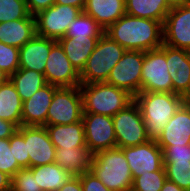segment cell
Segmentation results:
<instances>
[{"label":"cell","mask_w":190,"mask_h":191,"mask_svg":"<svg viewBox=\"0 0 190 191\" xmlns=\"http://www.w3.org/2000/svg\"><path fill=\"white\" fill-rule=\"evenodd\" d=\"M104 33L125 50L149 51L163 45V24L128 14L110 25Z\"/></svg>","instance_id":"cell-1"},{"label":"cell","mask_w":190,"mask_h":191,"mask_svg":"<svg viewBox=\"0 0 190 191\" xmlns=\"http://www.w3.org/2000/svg\"><path fill=\"white\" fill-rule=\"evenodd\" d=\"M134 101L143 117L147 136L157 140L170 118L187 100L175 93L139 92Z\"/></svg>","instance_id":"cell-2"},{"label":"cell","mask_w":190,"mask_h":191,"mask_svg":"<svg viewBox=\"0 0 190 191\" xmlns=\"http://www.w3.org/2000/svg\"><path fill=\"white\" fill-rule=\"evenodd\" d=\"M83 113L113 117L134 101L127 91L106 82L80 84Z\"/></svg>","instance_id":"cell-3"},{"label":"cell","mask_w":190,"mask_h":191,"mask_svg":"<svg viewBox=\"0 0 190 191\" xmlns=\"http://www.w3.org/2000/svg\"><path fill=\"white\" fill-rule=\"evenodd\" d=\"M90 170L109 190L131 191L133 176L121 148L94 154Z\"/></svg>","instance_id":"cell-4"},{"label":"cell","mask_w":190,"mask_h":191,"mask_svg":"<svg viewBox=\"0 0 190 191\" xmlns=\"http://www.w3.org/2000/svg\"><path fill=\"white\" fill-rule=\"evenodd\" d=\"M126 50L105 33L98 39L92 54L80 72V83L106 82L112 68Z\"/></svg>","instance_id":"cell-5"},{"label":"cell","mask_w":190,"mask_h":191,"mask_svg":"<svg viewBox=\"0 0 190 191\" xmlns=\"http://www.w3.org/2000/svg\"><path fill=\"white\" fill-rule=\"evenodd\" d=\"M141 92L174 93L166 63V45L144 52Z\"/></svg>","instance_id":"cell-6"},{"label":"cell","mask_w":190,"mask_h":191,"mask_svg":"<svg viewBox=\"0 0 190 191\" xmlns=\"http://www.w3.org/2000/svg\"><path fill=\"white\" fill-rule=\"evenodd\" d=\"M83 101L79 86L59 87L48 109L46 125H67L82 120Z\"/></svg>","instance_id":"cell-7"},{"label":"cell","mask_w":190,"mask_h":191,"mask_svg":"<svg viewBox=\"0 0 190 191\" xmlns=\"http://www.w3.org/2000/svg\"><path fill=\"white\" fill-rule=\"evenodd\" d=\"M117 148L133 147L149 141L143 117L135 101L113 117Z\"/></svg>","instance_id":"cell-8"},{"label":"cell","mask_w":190,"mask_h":191,"mask_svg":"<svg viewBox=\"0 0 190 191\" xmlns=\"http://www.w3.org/2000/svg\"><path fill=\"white\" fill-rule=\"evenodd\" d=\"M81 13L77 7L54 4L34 15L36 35L58 41Z\"/></svg>","instance_id":"cell-9"},{"label":"cell","mask_w":190,"mask_h":191,"mask_svg":"<svg viewBox=\"0 0 190 191\" xmlns=\"http://www.w3.org/2000/svg\"><path fill=\"white\" fill-rule=\"evenodd\" d=\"M144 51L126 50L112 68L106 83L123 89L135 97L141 92L142 63Z\"/></svg>","instance_id":"cell-10"},{"label":"cell","mask_w":190,"mask_h":191,"mask_svg":"<svg viewBox=\"0 0 190 191\" xmlns=\"http://www.w3.org/2000/svg\"><path fill=\"white\" fill-rule=\"evenodd\" d=\"M82 121L86 145L93 155L97 152L117 147L112 117L83 113Z\"/></svg>","instance_id":"cell-11"},{"label":"cell","mask_w":190,"mask_h":191,"mask_svg":"<svg viewBox=\"0 0 190 191\" xmlns=\"http://www.w3.org/2000/svg\"><path fill=\"white\" fill-rule=\"evenodd\" d=\"M17 131L24 137L29 168L55 162L56 148L45 126H23Z\"/></svg>","instance_id":"cell-12"},{"label":"cell","mask_w":190,"mask_h":191,"mask_svg":"<svg viewBox=\"0 0 190 191\" xmlns=\"http://www.w3.org/2000/svg\"><path fill=\"white\" fill-rule=\"evenodd\" d=\"M44 76L47 83L57 87L80 86V73L72 65L63 48L57 42L46 60Z\"/></svg>","instance_id":"cell-13"},{"label":"cell","mask_w":190,"mask_h":191,"mask_svg":"<svg viewBox=\"0 0 190 191\" xmlns=\"http://www.w3.org/2000/svg\"><path fill=\"white\" fill-rule=\"evenodd\" d=\"M121 149L133 178L141 176L143 173L158 171L164 166L163 150L158 146L156 140Z\"/></svg>","instance_id":"cell-14"},{"label":"cell","mask_w":190,"mask_h":191,"mask_svg":"<svg viewBox=\"0 0 190 191\" xmlns=\"http://www.w3.org/2000/svg\"><path fill=\"white\" fill-rule=\"evenodd\" d=\"M163 44L190 51V4L168 12L163 24Z\"/></svg>","instance_id":"cell-15"},{"label":"cell","mask_w":190,"mask_h":191,"mask_svg":"<svg viewBox=\"0 0 190 191\" xmlns=\"http://www.w3.org/2000/svg\"><path fill=\"white\" fill-rule=\"evenodd\" d=\"M166 63L174 93L190 100V51L166 45Z\"/></svg>","instance_id":"cell-16"},{"label":"cell","mask_w":190,"mask_h":191,"mask_svg":"<svg viewBox=\"0 0 190 191\" xmlns=\"http://www.w3.org/2000/svg\"><path fill=\"white\" fill-rule=\"evenodd\" d=\"M156 142L162 150L171 145L190 144V100H187L170 118Z\"/></svg>","instance_id":"cell-17"},{"label":"cell","mask_w":190,"mask_h":191,"mask_svg":"<svg viewBox=\"0 0 190 191\" xmlns=\"http://www.w3.org/2000/svg\"><path fill=\"white\" fill-rule=\"evenodd\" d=\"M59 87L47 83L23 101L22 125L46 126V118L54 92Z\"/></svg>","instance_id":"cell-18"},{"label":"cell","mask_w":190,"mask_h":191,"mask_svg":"<svg viewBox=\"0 0 190 191\" xmlns=\"http://www.w3.org/2000/svg\"><path fill=\"white\" fill-rule=\"evenodd\" d=\"M56 43V40L35 34L19 49V69L35 70L44 74L46 60Z\"/></svg>","instance_id":"cell-19"},{"label":"cell","mask_w":190,"mask_h":191,"mask_svg":"<svg viewBox=\"0 0 190 191\" xmlns=\"http://www.w3.org/2000/svg\"><path fill=\"white\" fill-rule=\"evenodd\" d=\"M83 12L91 16L104 31L126 14L125 0H86Z\"/></svg>","instance_id":"cell-20"},{"label":"cell","mask_w":190,"mask_h":191,"mask_svg":"<svg viewBox=\"0 0 190 191\" xmlns=\"http://www.w3.org/2000/svg\"><path fill=\"white\" fill-rule=\"evenodd\" d=\"M55 148L71 149L86 146L83 121L67 125H46Z\"/></svg>","instance_id":"cell-21"},{"label":"cell","mask_w":190,"mask_h":191,"mask_svg":"<svg viewBox=\"0 0 190 191\" xmlns=\"http://www.w3.org/2000/svg\"><path fill=\"white\" fill-rule=\"evenodd\" d=\"M93 154L88 146L63 149L56 148L55 163L72 176H81L91 168Z\"/></svg>","instance_id":"cell-22"},{"label":"cell","mask_w":190,"mask_h":191,"mask_svg":"<svg viewBox=\"0 0 190 191\" xmlns=\"http://www.w3.org/2000/svg\"><path fill=\"white\" fill-rule=\"evenodd\" d=\"M36 34L35 18L17 19L0 23V42L21 48Z\"/></svg>","instance_id":"cell-23"},{"label":"cell","mask_w":190,"mask_h":191,"mask_svg":"<svg viewBox=\"0 0 190 191\" xmlns=\"http://www.w3.org/2000/svg\"><path fill=\"white\" fill-rule=\"evenodd\" d=\"M23 101L10 79L0 86V119L22 125Z\"/></svg>","instance_id":"cell-24"},{"label":"cell","mask_w":190,"mask_h":191,"mask_svg":"<svg viewBox=\"0 0 190 191\" xmlns=\"http://www.w3.org/2000/svg\"><path fill=\"white\" fill-rule=\"evenodd\" d=\"M99 38L93 39H74L72 37H63L57 42L61 45L64 53L72 65L80 73L84 68L88 57L92 54Z\"/></svg>","instance_id":"cell-25"},{"label":"cell","mask_w":190,"mask_h":191,"mask_svg":"<svg viewBox=\"0 0 190 191\" xmlns=\"http://www.w3.org/2000/svg\"><path fill=\"white\" fill-rule=\"evenodd\" d=\"M126 14L140 17L143 19H152L164 24L168 12L166 0H125Z\"/></svg>","instance_id":"cell-26"},{"label":"cell","mask_w":190,"mask_h":191,"mask_svg":"<svg viewBox=\"0 0 190 191\" xmlns=\"http://www.w3.org/2000/svg\"><path fill=\"white\" fill-rule=\"evenodd\" d=\"M30 169L43 191H57L72 177L55 162L31 167Z\"/></svg>","instance_id":"cell-27"},{"label":"cell","mask_w":190,"mask_h":191,"mask_svg":"<svg viewBox=\"0 0 190 191\" xmlns=\"http://www.w3.org/2000/svg\"><path fill=\"white\" fill-rule=\"evenodd\" d=\"M10 81L14 84L22 101L29 99L47 84L43 73L28 69H18L10 76Z\"/></svg>","instance_id":"cell-28"},{"label":"cell","mask_w":190,"mask_h":191,"mask_svg":"<svg viewBox=\"0 0 190 191\" xmlns=\"http://www.w3.org/2000/svg\"><path fill=\"white\" fill-rule=\"evenodd\" d=\"M104 34V29L89 15L82 12L69 25L64 37L74 39H93L100 38Z\"/></svg>","instance_id":"cell-29"},{"label":"cell","mask_w":190,"mask_h":191,"mask_svg":"<svg viewBox=\"0 0 190 191\" xmlns=\"http://www.w3.org/2000/svg\"><path fill=\"white\" fill-rule=\"evenodd\" d=\"M164 169L168 180L185 191H190V161H164Z\"/></svg>","instance_id":"cell-30"},{"label":"cell","mask_w":190,"mask_h":191,"mask_svg":"<svg viewBox=\"0 0 190 191\" xmlns=\"http://www.w3.org/2000/svg\"><path fill=\"white\" fill-rule=\"evenodd\" d=\"M167 180L164 166L153 172H147L133 178L131 191H160Z\"/></svg>","instance_id":"cell-31"},{"label":"cell","mask_w":190,"mask_h":191,"mask_svg":"<svg viewBox=\"0 0 190 191\" xmlns=\"http://www.w3.org/2000/svg\"><path fill=\"white\" fill-rule=\"evenodd\" d=\"M25 18H35L30 14L26 0H0V23Z\"/></svg>","instance_id":"cell-32"},{"label":"cell","mask_w":190,"mask_h":191,"mask_svg":"<svg viewBox=\"0 0 190 191\" xmlns=\"http://www.w3.org/2000/svg\"><path fill=\"white\" fill-rule=\"evenodd\" d=\"M11 191H43L30 168H21L11 178Z\"/></svg>","instance_id":"cell-33"},{"label":"cell","mask_w":190,"mask_h":191,"mask_svg":"<svg viewBox=\"0 0 190 191\" xmlns=\"http://www.w3.org/2000/svg\"><path fill=\"white\" fill-rule=\"evenodd\" d=\"M0 69L9 76L19 69V48L0 42Z\"/></svg>","instance_id":"cell-34"},{"label":"cell","mask_w":190,"mask_h":191,"mask_svg":"<svg viewBox=\"0 0 190 191\" xmlns=\"http://www.w3.org/2000/svg\"><path fill=\"white\" fill-rule=\"evenodd\" d=\"M20 169L21 167L10 149L9 138H0V171L12 178Z\"/></svg>","instance_id":"cell-35"},{"label":"cell","mask_w":190,"mask_h":191,"mask_svg":"<svg viewBox=\"0 0 190 191\" xmlns=\"http://www.w3.org/2000/svg\"><path fill=\"white\" fill-rule=\"evenodd\" d=\"M10 149H12L14 157L17 159L21 168H29V155L27 154L24 137L16 131L9 138Z\"/></svg>","instance_id":"cell-36"},{"label":"cell","mask_w":190,"mask_h":191,"mask_svg":"<svg viewBox=\"0 0 190 191\" xmlns=\"http://www.w3.org/2000/svg\"><path fill=\"white\" fill-rule=\"evenodd\" d=\"M163 161H190V144L183 146L171 145L163 150Z\"/></svg>","instance_id":"cell-37"},{"label":"cell","mask_w":190,"mask_h":191,"mask_svg":"<svg viewBox=\"0 0 190 191\" xmlns=\"http://www.w3.org/2000/svg\"><path fill=\"white\" fill-rule=\"evenodd\" d=\"M82 191H111L91 171L84 172L80 176Z\"/></svg>","instance_id":"cell-38"},{"label":"cell","mask_w":190,"mask_h":191,"mask_svg":"<svg viewBox=\"0 0 190 191\" xmlns=\"http://www.w3.org/2000/svg\"><path fill=\"white\" fill-rule=\"evenodd\" d=\"M28 10L31 15H36L38 12L49 8L55 4V0H26Z\"/></svg>","instance_id":"cell-39"},{"label":"cell","mask_w":190,"mask_h":191,"mask_svg":"<svg viewBox=\"0 0 190 191\" xmlns=\"http://www.w3.org/2000/svg\"><path fill=\"white\" fill-rule=\"evenodd\" d=\"M17 129L18 127L14 123L0 119V138H10Z\"/></svg>","instance_id":"cell-40"},{"label":"cell","mask_w":190,"mask_h":191,"mask_svg":"<svg viewBox=\"0 0 190 191\" xmlns=\"http://www.w3.org/2000/svg\"><path fill=\"white\" fill-rule=\"evenodd\" d=\"M57 191H82L80 176H72L61 188Z\"/></svg>","instance_id":"cell-41"},{"label":"cell","mask_w":190,"mask_h":191,"mask_svg":"<svg viewBox=\"0 0 190 191\" xmlns=\"http://www.w3.org/2000/svg\"><path fill=\"white\" fill-rule=\"evenodd\" d=\"M55 4L74 6L83 12L86 0H55Z\"/></svg>","instance_id":"cell-42"},{"label":"cell","mask_w":190,"mask_h":191,"mask_svg":"<svg viewBox=\"0 0 190 191\" xmlns=\"http://www.w3.org/2000/svg\"><path fill=\"white\" fill-rule=\"evenodd\" d=\"M0 191H11V177L0 171Z\"/></svg>","instance_id":"cell-43"},{"label":"cell","mask_w":190,"mask_h":191,"mask_svg":"<svg viewBox=\"0 0 190 191\" xmlns=\"http://www.w3.org/2000/svg\"><path fill=\"white\" fill-rule=\"evenodd\" d=\"M160 191H185V190L180 188L176 183H173L172 181L167 179Z\"/></svg>","instance_id":"cell-44"},{"label":"cell","mask_w":190,"mask_h":191,"mask_svg":"<svg viewBox=\"0 0 190 191\" xmlns=\"http://www.w3.org/2000/svg\"><path fill=\"white\" fill-rule=\"evenodd\" d=\"M168 7L170 9L182 7L184 5L190 4V0H166Z\"/></svg>","instance_id":"cell-45"},{"label":"cell","mask_w":190,"mask_h":191,"mask_svg":"<svg viewBox=\"0 0 190 191\" xmlns=\"http://www.w3.org/2000/svg\"><path fill=\"white\" fill-rule=\"evenodd\" d=\"M10 79V76L0 69V86L6 83Z\"/></svg>","instance_id":"cell-46"}]
</instances>
